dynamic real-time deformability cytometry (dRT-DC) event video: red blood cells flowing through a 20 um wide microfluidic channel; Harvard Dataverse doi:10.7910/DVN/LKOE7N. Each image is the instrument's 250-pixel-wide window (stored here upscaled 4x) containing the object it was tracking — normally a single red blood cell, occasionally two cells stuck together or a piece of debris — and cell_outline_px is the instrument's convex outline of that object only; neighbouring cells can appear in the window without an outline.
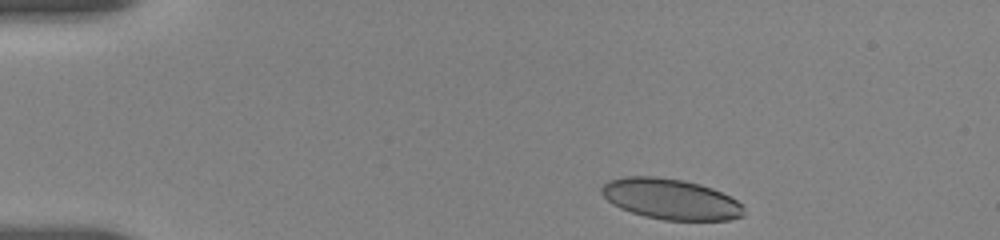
{"species": "human", "species_latin": "Homo sapiens", "temperature_condition": "room temperature", "stored_images_in_passage": 9, "camera_frame_rate_fps": 3000, "um_per_image_px": 0.085, "donor": {"sex": "female"}, "frame": {"image": 1, "passage_image": 1, "time_ms": 0.0, "image_size_px": [1000, 240], "cell_outline_px": [[744, 216], [728, 220], [664, 220], [644, 216], [620, 208], [612, 204], [600, 192], [600, 188], [608, 180], [624, 176], [656, 176], [684, 180], [700, 184], [712, 188], [736, 200], [744, 208]], "centroid_in_image_um": [56.98, 16.91], "position_along_channel_um": 28.0, "area_um2": 33.76}}
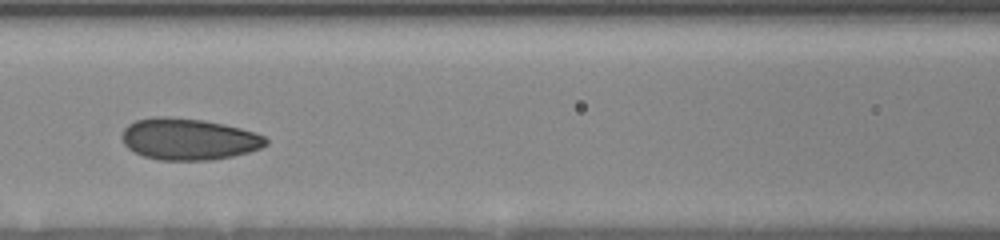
{"frame": {"image": 2, "passage_image": 6, "time_ms": 5.333, "image_size_px": [1000, 240], "cell_outline_px": [[268, 144], [260, 148], [248, 152], [232, 156], [212, 160], [160, 160], [144, 156], [128, 148], [124, 144], [120, 136], [124, 128], [128, 124], [136, 120], [152, 116], [168, 116], [204, 120], [224, 124], [240, 128], [264, 136], [268, 140]], "centroid_in_image_um": [16.0, 11.81], "position_along_channel_um": 150.6, "area_um2": 34.97}}
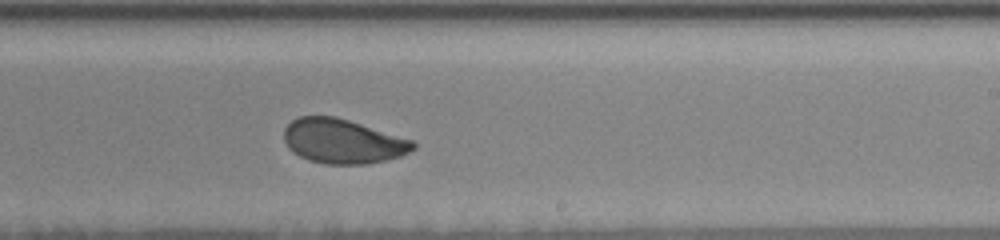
{"frame": {"image": 3, "passage_image": 9, "time_ms": 8.333, "image_size_px": [1000, 240], "cell_outline_px": [[416, 148], [400, 156], [368, 164], [324, 164], [308, 160], [292, 152], [288, 148], [284, 140], [284, 128], [292, 120], [300, 116], [336, 116], [412, 140], [416, 144]], "centroid_in_image_um": [29.1, 12.01], "position_along_channel_um": 259.9, "area_um2": 33.41}}